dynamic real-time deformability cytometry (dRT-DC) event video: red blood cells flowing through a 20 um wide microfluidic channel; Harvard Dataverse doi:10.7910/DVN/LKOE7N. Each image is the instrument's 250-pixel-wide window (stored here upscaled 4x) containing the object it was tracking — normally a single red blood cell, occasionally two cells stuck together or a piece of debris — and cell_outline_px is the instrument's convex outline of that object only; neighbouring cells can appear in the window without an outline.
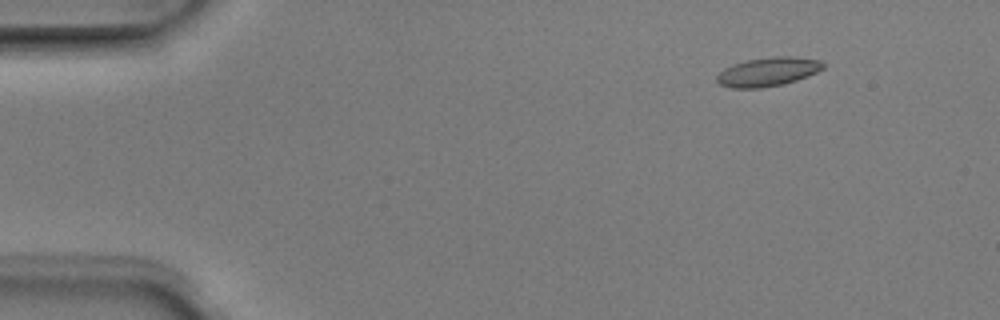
{"species": "Egyptian fruit bat (a non-hibernating species)", "species_latin": "Rousettus aegyptiacus", "temperature_condition": "room temperature", "stored_images_in_passage": 6, "camera_frame_rate_fps": 3000, "um_per_image_px": 0.085, "animal": {"sex": "male"}, "frame": {"image": 1, "passage_image": 1, "time_ms": 0.0, "image_size_px": [1000, 320], "cell_outline_px": [[824, 68], [808, 76], [784, 84], [760, 88], [732, 88], [720, 84], [716, 80], [716, 76], [724, 68], [732, 64], [748, 60], [776, 56], [792, 56], [820, 60], [824, 64]], "centroid_in_image_um": [65.27, 6.1], "position_along_channel_um": 19.7, "area_um2": 17.86}}
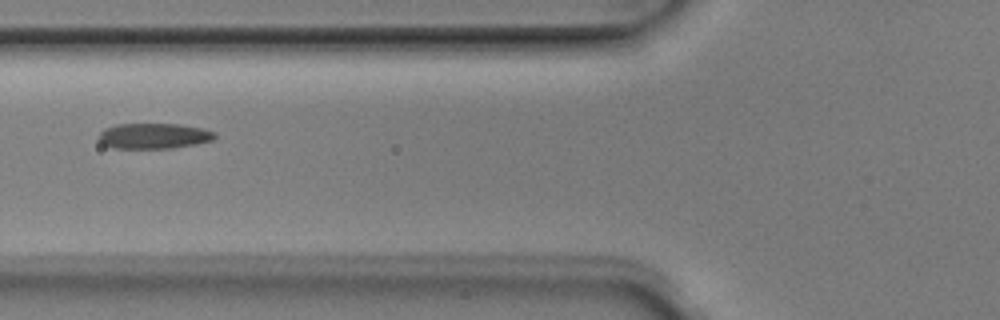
{"frame": {"image": 2, "passage_image": 5, "time_ms": 1.333, "image_size_px": [1000, 320], "cell_outline_px": [[216, 136], [212, 140], [196, 144], [172, 148], [112, 148], [104, 144], [100, 140], [100, 132], [104, 128], [116, 124], [180, 124], [204, 128], [216, 132]], "centroid_in_image_um": [13.11, 11.55], "position_along_channel_um": 112.7, "area_um2": 17.28}}
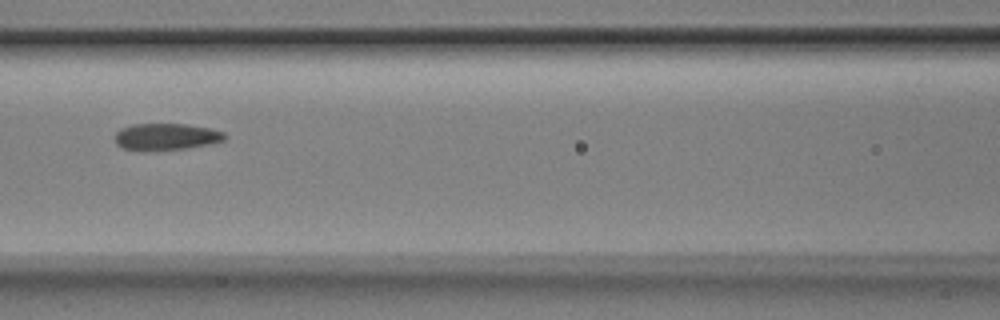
{"frame": {"image": 3, "passage_image": 6, "time_ms": 1.667, "image_size_px": [1000, 320], "cell_outline_px": [[228, 136], [224, 140], [208, 144], [188, 148], [124, 148], [116, 144], [116, 132], [120, 128], [132, 124], [188, 124], [208, 128], [224, 132]], "centroid_in_image_um": [14.17, 11.57], "position_along_channel_um": 152.4, "area_um2": 16.42}}